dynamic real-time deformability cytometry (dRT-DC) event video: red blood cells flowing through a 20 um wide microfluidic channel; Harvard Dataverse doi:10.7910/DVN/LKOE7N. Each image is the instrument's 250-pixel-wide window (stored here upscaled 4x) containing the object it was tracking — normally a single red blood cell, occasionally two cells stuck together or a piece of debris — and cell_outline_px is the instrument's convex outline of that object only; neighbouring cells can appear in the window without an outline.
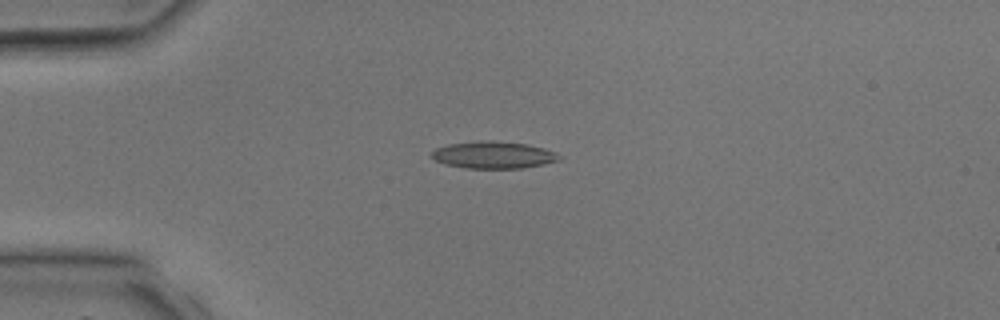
{"species": "common noctule bat (a hibernating species)", "species_latin": "Nyctalus noctula", "temperature_condition": "room temperature", "stored_images_in_passage": 4, "camera_frame_rate_fps": 3000, "um_per_image_px": 0.085, "animal": {"sex": "male", "body_mass_g": 17.9, "forearm_length_mm": 54.2}, "frame": {"image": 1, "passage_image": 4, "time_ms": 3.333, "image_size_px": [1000, 320], "cell_outline_px": [[560, 160], [544, 164], [520, 168], [464, 168], [444, 164], [428, 156], [436, 148], [448, 144], [476, 140], [492, 140], [528, 144], [544, 148], [560, 156]], "centroid_in_image_um": [41.88, 13.16], "position_along_channel_um": 43.1, "area_um2": 20.23}}